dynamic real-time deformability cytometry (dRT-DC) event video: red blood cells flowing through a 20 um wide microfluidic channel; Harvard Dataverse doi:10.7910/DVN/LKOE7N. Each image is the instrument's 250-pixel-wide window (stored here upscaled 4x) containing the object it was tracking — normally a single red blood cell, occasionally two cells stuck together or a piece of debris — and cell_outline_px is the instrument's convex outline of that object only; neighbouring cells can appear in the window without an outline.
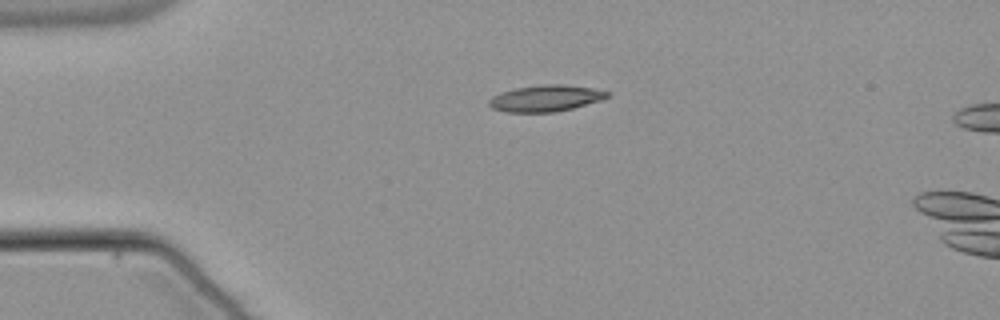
{"species": "common noctule bat (a hibernating species)", "species_latin": "Nyctalus noctula", "temperature_condition": "warm", "stored_images_in_passage": 42, "camera_frame_rate_fps": 3000, "um_per_image_px": 0.085, "animal": {"sex": "male", "body_mass_g": 21.5, "forearm_length_mm": 52.0}, "frame": {"image": 1, "passage_image": 1, "time_ms": 0.0, "image_size_px": [1000, 320], "cell_outline_px": [[612, 96], [600, 100], [572, 108], [556, 112], [504, 112], [492, 108], [488, 104], [488, 100], [492, 96], [500, 92], [516, 88], [540, 84], [564, 84], [592, 88], [612, 92]], "centroid_in_image_um": [46.38, 8.35], "position_along_channel_um": 38.6, "area_um2": 18.38}}
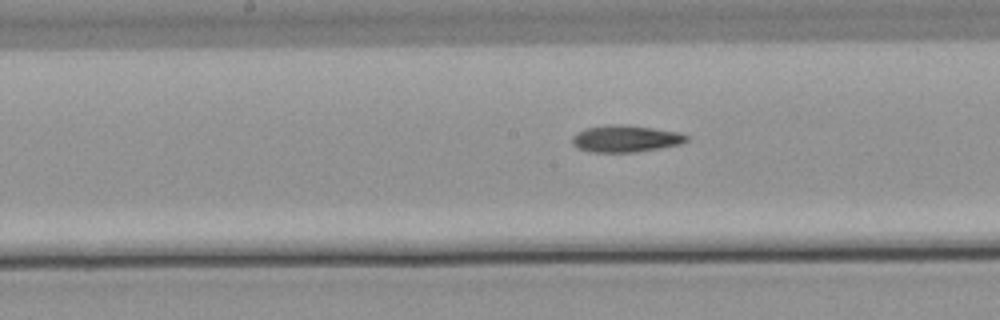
{"frame": {"image": 2, "passage_image": 16, "time_ms": 5.0, "image_size_px": [1000, 320], "cell_outline_px": [[688, 140], [680, 144], [660, 148], [636, 152], [592, 152], [576, 148], [572, 144], [572, 136], [576, 132], [584, 128], [608, 124], [624, 124], [680, 132], [688, 136]], "centroid_in_image_um": [53.13, 11.78], "position_along_channel_um": 195.1, "area_um2": 18.09}}
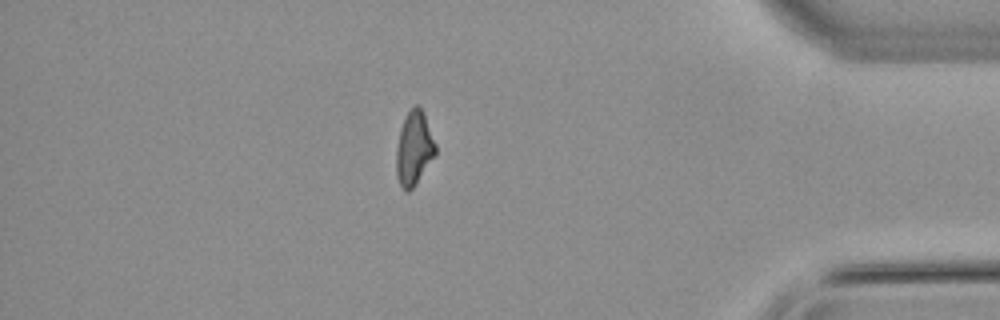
{"frame": {"image": 3, "passage_image": 35, "time_ms": 11.333, "image_size_px": [1000, 320], "cell_outline_px": [[436, 152], [412, 188], [408, 192], [400, 184], [396, 176], [396, 148], [400, 128], [408, 112], [416, 104], [424, 112], [436, 144]], "centroid_in_image_um": [35.18, 12.58], "position_along_channel_um": 400.0, "area_um2": 16.53}}